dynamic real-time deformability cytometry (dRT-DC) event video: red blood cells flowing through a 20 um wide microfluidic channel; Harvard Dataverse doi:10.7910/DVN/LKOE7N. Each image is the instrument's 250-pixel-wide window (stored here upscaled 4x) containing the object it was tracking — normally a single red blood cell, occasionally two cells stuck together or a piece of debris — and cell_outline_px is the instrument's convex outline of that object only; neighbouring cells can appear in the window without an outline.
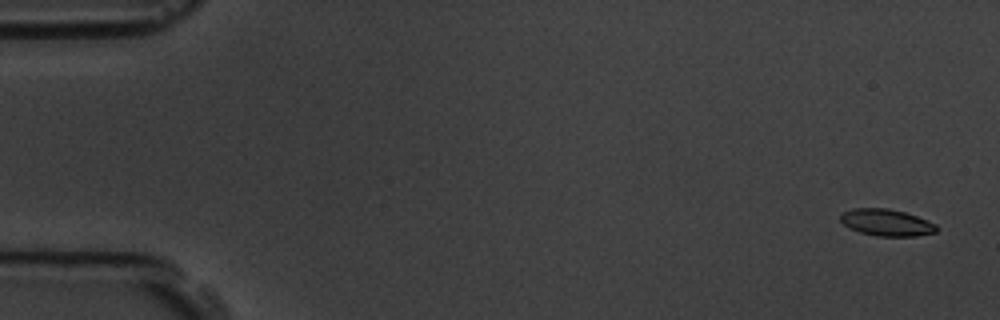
{"species": "common noctule bat (a hibernating species)", "species_latin": "Nyctalus noctula", "temperature_condition": "room temperature", "stored_images_in_passage": 5, "camera_frame_rate_fps": 3000, "um_per_image_px": 0.085, "animal": {"sex": "male", "body_mass_g": 19.5, "forearm_length_mm": 54.6}, "frame": {"image": 1, "passage_image": 1, "time_ms": 0.0, "image_size_px": [1000, 320], "cell_outline_px": [[936, 232], [916, 236], [876, 236], [860, 232], [848, 228], [840, 220], [840, 216], [844, 212], [852, 208], [888, 208], [904, 212], [916, 216], [936, 224]], "centroid_in_image_um": [75.33, 18.91], "position_along_channel_um": 9.7, "area_um2": 14.91}}
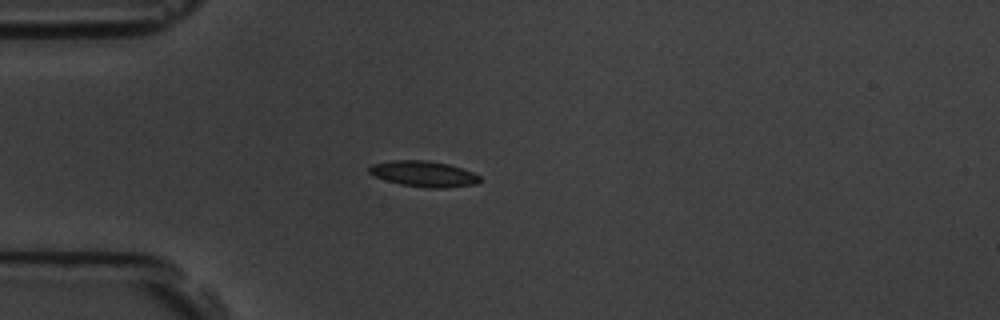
{"frame": {"image": 2, "passage_image": 4, "time_ms": 4.333, "image_size_px": [1000, 320], "cell_outline_px": [[480, 180], [476, 184], [444, 188], [428, 188], [400, 184], [376, 176], [368, 172], [368, 168], [372, 164], [392, 160], [428, 160], [448, 164], [472, 172], [480, 176]], "centroid_in_image_um": [36.01, 14.77], "position_along_channel_um": 49.0, "area_um2": 16.47}}